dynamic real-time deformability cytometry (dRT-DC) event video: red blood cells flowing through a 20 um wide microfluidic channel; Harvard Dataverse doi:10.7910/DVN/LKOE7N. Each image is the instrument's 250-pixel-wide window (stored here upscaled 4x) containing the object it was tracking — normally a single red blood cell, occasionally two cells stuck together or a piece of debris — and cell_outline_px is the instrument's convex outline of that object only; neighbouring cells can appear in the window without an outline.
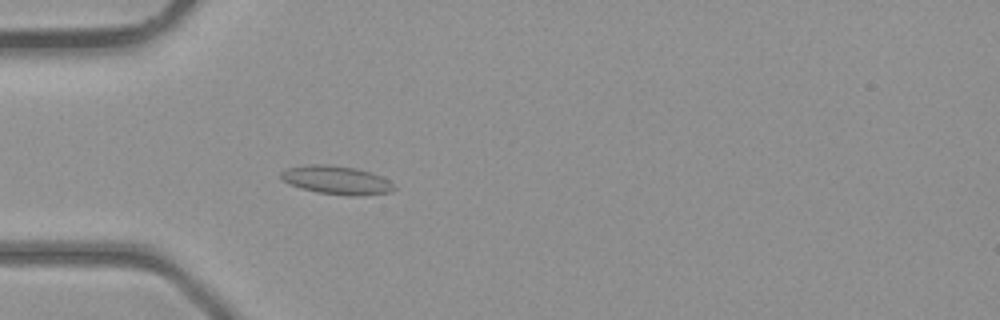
{"species": "common noctule bat (a hibernating species)", "species_latin": "Nyctalus noctula", "temperature_condition": "room temperature", "stored_images_in_passage": 4, "camera_frame_rate_fps": 3000, "um_per_image_px": 0.085, "animal": {"sex": "male", "body_mass_g": 23.1, "forearm_length_mm": 52.7}, "frame": {"image": 1, "passage_image": 4, "time_ms": 3.667, "image_size_px": [1000, 320], "cell_outline_px": [[396, 188], [392, 192], [356, 196], [352, 196], [316, 192], [300, 188], [284, 180], [280, 176], [280, 172], [288, 168], [308, 164], [328, 164], [356, 168], [372, 172], [388, 180]], "centroid_in_image_um": [28.62, 15.3], "position_along_channel_um": 56.4, "area_um2": 18.73}}